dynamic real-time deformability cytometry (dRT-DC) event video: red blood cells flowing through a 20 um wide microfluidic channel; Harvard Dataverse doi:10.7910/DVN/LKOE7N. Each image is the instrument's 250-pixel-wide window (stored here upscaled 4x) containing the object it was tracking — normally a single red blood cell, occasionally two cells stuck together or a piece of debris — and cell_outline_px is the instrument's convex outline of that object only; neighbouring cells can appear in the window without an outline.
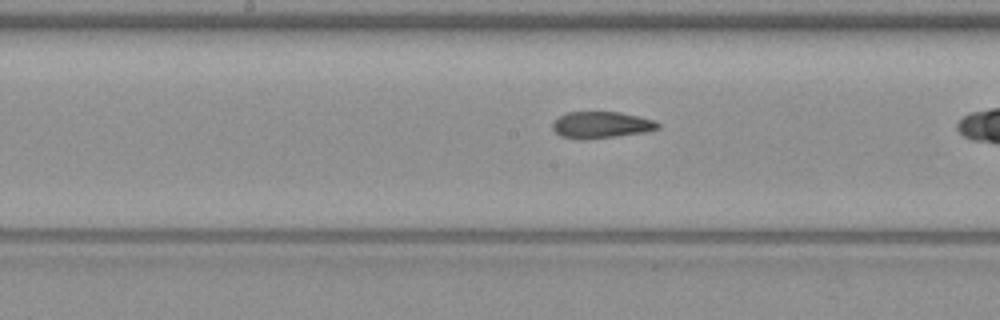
{"species": "common noctule bat (a hibernating species)", "species_latin": "Nyctalus noctula", "temperature_condition": "warm", "stored_images_in_passage": 16, "camera_frame_rate_fps": 3000, "um_per_image_px": 0.085, "animal": {"sex": "female", "body_mass_g": 19.3, "forearm_length_mm": 54.1}, "frame": {"image": 1, "passage_image": 14, "time_ms": 4.333, "image_size_px": [1000, 320], "cell_outline_px": [[660, 128], [644, 132], [616, 136], [584, 140], [560, 136], [552, 128], [552, 124], [560, 116], [568, 112], [620, 112], [656, 120], [660, 124]], "centroid_in_image_um": [51.12, 10.62], "position_along_channel_um": 197.1, "area_um2": 16.3}}